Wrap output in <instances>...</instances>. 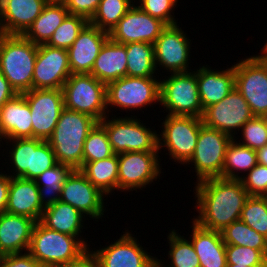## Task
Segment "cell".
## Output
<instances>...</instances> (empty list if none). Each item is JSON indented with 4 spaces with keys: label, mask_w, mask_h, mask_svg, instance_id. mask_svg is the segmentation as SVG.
<instances>
[{
    "label": "cell",
    "mask_w": 267,
    "mask_h": 267,
    "mask_svg": "<svg viewBox=\"0 0 267 267\" xmlns=\"http://www.w3.org/2000/svg\"><path fill=\"white\" fill-rule=\"evenodd\" d=\"M196 211L193 218L200 227L222 231L234 221L240 220L247 190L240 180L213 177L195 182Z\"/></svg>",
    "instance_id": "6da1fadb"
},
{
    "label": "cell",
    "mask_w": 267,
    "mask_h": 267,
    "mask_svg": "<svg viewBox=\"0 0 267 267\" xmlns=\"http://www.w3.org/2000/svg\"><path fill=\"white\" fill-rule=\"evenodd\" d=\"M97 121L89 115L64 108L52 136L47 140L58 163L79 170L83 165V147Z\"/></svg>",
    "instance_id": "7a4b0ae2"
},
{
    "label": "cell",
    "mask_w": 267,
    "mask_h": 267,
    "mask_svg": "<svg viewBox=\"0 0 267 267\" xmlns=\"http://www.w3.org/2000/svg\"><path fill=\"white\" fill-rule=\"evenodd\" d=\"M38 45L23 35L0 33V71L17 94L33 89Z\"/></svg>",
    "instance_id": "3957f363"
},
{
    "label": "cell",
    "mask_w": 267,
    "mask_h": 267,
    "mask_svg": "<svg viewBox=\"0 0 267 267\" xmlns=\"http://www.w3.org/2000/svg\"><path fill=\"white\" fill-rule=\"evenodd\" d=\"M88 248L75 236L51 230L37 221L33 227L28 253L44 267L71 262Z\"/></svg>",
    "instance_id": "277c9868"
},
{
    "label": "cell",
    "mask_w": 267,
    "mask_h": 267,
    "mask_svg": "<svg viewBox=\"0 0 267 267\" xmlns=\"http://www.w3.org/2000/svg\"><path fill=\"white\" fill-rule=\"evenodd\" d=\"M107 115L99 123L105 128L115 154L123 152H159L158 133L147 128L140 118L131 115L111 119ZM136 118V119H135ZM153 130V131H152Z\"/></svg>",
    "instance_id": "5b68a950"
},
{
    "label": "cell",
    "mask_w": 267,
    "mask_h": 267,
    "mask_svg": "<svg viewBox=\"0 0 267 267\" xmlns=\"http://www.w3.org/2000/svg\"><path fill=\"white\" fill-rule=\"evenodd\" d=\"M164 119L158 133V150L168 149L169 159L185 166L194 154L202 118L166 115Z\"/></svg>",
    "instance_id": "8992f818"
},
{
    "label": "cell",
    "mask_w": 267,
    "mask_h": 267,
    "mask_svg": "<svg viewBox=\"0 0 267 267\" xmlns=\"http://www.w3.org/2000/svg\"><path fill=\"white\" fill-rule=\"evenodd\" d=\"M65 108L91 116L97 122L107 115L106 85L91 74H71L63 85Z\"/></svg>",
    "instance_id": "52a82bcc"
},
{
    "label": "cell",
    "mask_w": 267,
    "mask_h": 267,
    "mask_svg": "<svg viewBox=\"0 0 267 267\" xmlns=\"http://www.w3.org/2000/svg\"><path fill=\"white\" fill-rule=\"evenodd\" d=\"M160 80L156 77L125 76L106 85L107 112L109 108L137 111L160 103ZM153 103V104H152ZM111 106V107H110Z\"/></svg>",
    "instance_id": "ba28073f"
},
{
    "label": "cell",
    "mask_w": 267,
    "mask_h": 267,
    "mask_svg": "<svg viewBox=\"0 0 267 267\" xmlns=\"http://www.w3.org/2000/svg\"><path fill=\"white\" fill-rule=\"evenodd\" d=\"M160 80V103L167 115L195 116L201 118L196 71L170 73ZM166 108V109H165Z\"/></svg>",
    "instance_id": "9c48e42d"
},
{
    "label": "cell",
    "mask_w": 267,
    "mask_h": 267,
    "mask_svg": "<svg viewBox=\"0 0 267 267\" xmlns=\"http://www.w3.org/2000/svg\"><path fill=\"white\" fill-rule=\"evenodd\" d=\"M4 142L7 143L6 146L12 144L9 147V152L6 153L10 154L7 156L9 157L7 160L11 161L10 164L13 167L12 175L11 173L8 174L10 177L34 180L44 171L58 163L54 150L48 141L37 138H17L6 139Z\"/></svg>",
    "instance_id": "30bf717a"
},
{
    "label": "cell",
    "mask_w": 267,
    "mask_h": 267,
    "mask_svg": "<svg viewBox=\"0 0 267 267\" xmlns=\"http://www.w3.org/2000/svg\"><path fill=\"white\" fill-rule=\"evenodd\" d=\"M235 88L254 116H267V59L261 54L234 63Z\"/></svg>",
    "instance_id": "8fae6325"
},
{
    "label": "cell",
    "mask_w": 267,
    "mask_h": 267,
    "mask_svg": "<svg viewBox=\"0 0 267 267\" xmlns=\"http://www.w3.org/2000/svg\"><path fill=\"white\" fill-rule=\"evenodd\" d=\"M233 138L217 129L202 126L197 138L196 148L190 160L186 163L191 167L199 182L213 177H222L227 147Z\"/></svg>",
    "instance_id": "7c38bea8"
},
{
    "label": "cell",
    "mask_w": 267,
    "mask_h": 267,
    "mask_svg": "<svg viewBox=\"0 0 267 267\" xmlns=\"http://www.w3.org/2000/svg\"><path fill=\"white\" fill-rule=\"evenodd\" d=\"M159 152H123L118 154V190L146 188L160 179L162 166Z\"/></svg>",
    "instance_id": "4fadbf2b"
},
{
    "label": "cell",
    "mask_w": 267,
    "mask_h": 267,
    "mask_svg": "<svg viewBox=\"0 0 267 267\" xmlns=\"http://www.w3.org/2000/svg\"><path fill=\"white\" fill-rule=\"evenodd\" d=\"M32 117V138L47 141L65 108L62 89H32L22 94Z\"/></svg>",
    "instance_id": "5bb4252c"
},
{
    "label": "cell",
    "mask_w": 267,
    "mask_h": 267,
    "mask_svg": "<svg viewBox=\"0 0 267 267\" xmlns=\"http://www.w3.org/2000/svg\"><path fill=\"white\" fill-rule=\"evenodd\" d=\"M253 117L248 103L234 88L220 102L205 108L201 118L204 126L217 129L234 138L237 131L239 132L242 126Z\"/></svg>",
    "instance_id": "9a60e30c"
},
{
    "label": "cell",
    "mask_w": 267,
    "mask_h": 267,
    "mask_svg": "<svg viewBox=\"0 0 267 267\" xmlns=\"http://www.w3.org/2000/svg\"><path fill=\"white\" fill-rule=\"evenodd\" d=\"M178 25H167L154 43L156 70L159 66L169 74L192 71L189 69L191 40Z\"/></svg>",
    "instance_id": "2e32d148"
},
{
    "label": "cell",
    "mask_w": 267,
    "mask_h": 267,
    "mask_svg": "<svg viewBox=\"0 0 267 267\" xmlns=\"http://www.w3.org/2000/svg\"><path fill=\"white\" fill-rule=\"evenodd\" d=\"M105 197L108 196L95 187L80 170H74L62 186L59 201L70 204L85 217L98 221L106 211Z\"/></svg>",
    "instance_id": "e0dca14e"
},
{
    "label": "cell",
    "mask_w": 267,
    "mask_h": 267,
    "mask_svg": "<svg viewBox=\"0 0 267 267\" xmlns=\"http://www.w3.org/2000/svg\"><path fill=\"white\" fill-rule=\"evenodd\" d=\"M166 26L160 19L150 16L133 4L110 30L109 38L120 44L132 42L154 44Z\"/></svg>",
    "instance_id": "ac0fdd59"
},
{
    "label": "cell",
    "mask_w": 267,
    "mask_h": 267,
    "mask_svg": "<svg viewBox=\"0 0 267 267\" xmlns=\"http://www.w3.org/2000/svg\"><path fill=\"white\" fill-rule=\"evenodd\" d=\"M71 74L67 49L38 45L33 89H62Z\"/></svg>",
    "instance_id": "d6986e66"
},
{
    "label": "cell",
    "mask_w": 267,
    "mask_h": 267,
    "mask_svg": "<svg viewBox=\"0 0 267 267\" xmlns=\"http://www.w3.org/2000/svg\"><path fill=\"white\" fill-rule=\"evenodd\" d=\"M126 231L114 243L102 246L99 250L92 249L97 267H148L155 259L131 232Z\"/></svg>",
    "instance_id": "ffe728a7"
},
{
    "label": "cell",
    "mask_w": 267,
    "mask_h": 267,
    "mask_svg": "<svg viewBox=\"0 0 267 267\" xmlns=\"http://www.w3.org/2000/svg\"><path fill=\"white\" fill-rule=\"evenodd\" d=\"M108 38V32L88 23L67 49L71 73L90 74L101 47Z\"/></svg>",
    "instance_id": "44dd1931"
},
{
    "label": "cell",
    "mask_w": 267,
    "mask_h": 267,
    "mask_svg": "<svg viewBox=\"0 0 267 267\" xmlns=\"http://www.w3.org/2000/svg\"><path fill=\"white\" fill-rule=\"evenodd\" d=\"M49 0H0V33L23 35Z\"/></svg>",
    "instance_id": "7402d4cb"
},
{
    "label": "cell",
    "mask_w": 267,
    "mask_h": 267,
    "mask_svg": "<svg viewBox=\"0 0 267 267\" xmlns=\"http://www.w3.org/2000/svg\"><path fill=\"white\" fill-rule=\"evenodd\" d=\"M202 66L196 70L199 98L203 110L208 106L220 102L235 88V74L233 64L225 70L211 69ZM216 70V71H214Z\"/></svg>",
    "instance_id": "603a6c76"
},
{
    "label": "cell",
    "mask_w": 267,
    "mask_h": 267,
    "mask_svg": "<svg viewBox=\"0 0 267 267\" xmlns=\"http://www.w3.org/2000/svg\"><path fill=\"white\" fill-rule=\"evenodd\" d=\"M44 208L40 204L39 189L34 180L10 177L8 203L5 212L40 221Z\"/></svg>",
    "instance_id": "cb8c5ba5"
},
{
    "label": "cell",
    "mask_w": 267,
    "mask_h": 267,
    "mask_svg": "<svg viewBox=\"0 0 267 267\" xmlns=\"http://www.w3.org/2000/svg\"><path fill=\"white\" fill-rule=\"evenodd\" d=\"M26 98L17 94L0 109V137L32 138V117Z\"/></svg>",
    "instance_id": "d4e9b609"
},
{
    "label": "cell",
    "mask_w": 267,
    "mask_h": 267,
    "mask_svg": "<svg viewBox=\"0 0 267 267\" xmlns=\"http://www.w3.org/2000/svg\"><path fill=\"white\" fill-rule=\"evenodd\" d=\"M35 221L7 212L0 214V248L7 254L28 252Z\"/></svg>",
    "instance_id": "484cf974"
},
{
    "label": "cell",
    "mask_w": 267,
    "mask_h": 267,
    "mask_svg": "<svg viewBox=\"0 0 267 267\" xmlns=\"http://www.w3.org/2000/svg\"><path fill=\"white\" fill-rule=\"evenodd\" d=\"M191 241L199 259L200 267H227L226 244L220 231L200 227L192 219Z\"/></svg>",
    "instance_id": "4316f807"
},
{
    "label": "cell",
    "mask_w": 267,
    "mask_h": 267,
    "mask_svg": "<svg viewBox=\"0 0 267 267\" xmlns=\"http://www.w3.org/2000/svg\"><path fill=\"white\" fill-rule=\"evenodd\" d=\"M127 62L125 44L108 38L101 47L90 74L107 85L127 76Z\"/></svg>",
    "instance_id": "83f0119b"
},
{
    "label": "cell",
    "mask_w": 267,
    "mask_h": 267,
    "mask_svg": "<svg viewBox=\"0 0 267 267\" xmlns=\"http://www.w3.org/2000/svg\"><path fill=\"white\" fill-rule=\"evenodd\" d=\"M70 204L61 201L44 208L40 222L47 228L77 237L88 249L86 238H81L85 216Z\"/></svg>",
    "instance_id": "f1b7e54d"
},
{
    "label": "cell",
    "mask_w": 267,
    "mask_h": 267,
    "mask_svg": "<svg viewBox=\"0 0 267 267\" xmlns=\"http://www.w3.org/2000/svg\"><path fill=\"white\" fill-rule=\"evenodd\" d=\"M68 14L69 11L63 2L49 0L23 36L35 45L47 44Z\"/></svg>",
    "instance_id": "f546056e"
},
{
    "label": "cell",
    "mask_w": 267,
    "mask_h": 267,
    "mask_svg": "<svg viewBox=\"0 0 267 267\" xmlns=\"http://www.w3.org/2000/svg\"><path fill=\"white\" fill-rule=\"evenodd\" d=\"M80 172L105 195L118 191V154L103 160L83 162Z\"/></svg>",
    "instance_id": "4dcf8cb0"
},
{
    "label": "cell",
    "mask_w": 267,
    "mask_h": 267,
    "mask_svg": "<svg viewBox=\"0 0 267 267\" xmlns=\"http://www.w3.org/2000/svg\"><path fill=\"white\" fill-rule=\"evenodd\" d=\"M73 171L72 167L57 163L34 179L39 189V200L43 208L59 201L62 186Z\"/></svg>",
    "instance_id": "1f68e13d"
},
{
    "label": "cell",
    "mask_w": 267,
    "mask_h": 267,
    "mask_svg": "<svg viewBox=\"0 0 267 267\" xmlns=\"http://www.w3.org/2000/svg\"><path fill=\"white\" fill-rule=\"evenodd\" d=\"M235 136L227 147L225 163L222 169V178L240 180V173H248L256 164V151L238 143ZM239 171V172H238Z\"/></svg>",
    "instance_id": "d6a6232c"
},
{
    "label": "cell",
    "mask_w": 267,
    "mask_h": 267,
    "mask_svg": "<svg viewBox=\"0 0 267 267\" xmlns=\"http://www.w3.org/2000/svg\"><path fill=\"white\" fill-rule=\"evenodd\" d=\"M127 53V76L156 77L154 44L132 42L125 44Z\"/></svg>",
    "instance_id": "836d02e7"
},
{
    "label": "cell",
    "mask_w": 267,
    "mask_h": 267,
    "mask_svg": "<svg viewBox=\"0 0 267 267\" xmlns=\"http://www.w3.org/2000/svg\"><path fill=\"white\" fill-rule=\"evenodd\" d=\"M221 232L226 245H238L260 250L267 257V238L252 229L245 222L237 220Z\"/></svg>",
    "instance_id": "e575fe53"
},
{
    "label": "cell",
    "mask_w": 267,
    "mask_h": 267,
    "mask_svg": "<svg viewBox=\"0 0 267 267\" xmlns=\"http://www.w3.org/2000/svg\"><path fill=\"white\" fill-rule=\"evenodd\" d=\"M177 230H170L167 235L168 245V259H170L167 267H200L199 259L194 250L191 241L181 236Z\"/></svg>",
    "instance_id": "d590c367"
},
{
    "label": "cell",
    "mask_w": 267,
    "mask_h": 267,
    "mask_svg": "<svg viewBox=\"0 0 267 267\" xmlns=\"http://www.w3.org/2000/svg\"><path fill=\"white\" fill-rule=\"evenodd\" d=\"M135 0H101L89 23L101 30H110L133 6Z\"/></svg>",
    "instance_id": "8d00e7d4"
},
{
    "label": "cell",
    "mask_w": 267,
    "mask_h": 267,
    "mask_svg": "<svg viewBox=\"0 0 267 267\" xmlns=\"http://www.w3.org/2000/svg\"><path fill=\"white\" fill-rule=\"evenodd\" d=\"M114 154L105 128L97 122L84 142L83 162L103 160Z\"/></svg>",
    "instance_id": "74e56055"
},
{
    "label": "cell",
    "mask_w": 267,
    "mask_h": 267,
    "mask_svg": "<svg viewBox=\"0 0 267 267\" xmlns=\"http://www.w3.org/2000/svg\"><path fill=\"white\" fill-rule=\"evenodd\" d=\"M88 23L89 21L82 16L68 14L56 28L47 45L54 48H70Z\"/></svg>",
    "instance_id": "f35d334b"
},
{
    "label": "cell",
    "mask_w": 267,
    "mask_h": 267,
    "mask_svg": "<svg viewBox=\"0 0 267 267\" xmlns=\"http://www.w3.org/2000/svg\"><path fill=\"white\" fill-rule=\"evenodd\" d=\"M240 220L267 238V198L249 196L245 201Z\"/></svg>",
    "instance_id": "ab89813d"
},
{
    "label": "cell",
    "mask_w": 267,
    "mask_h": 267,
    "mask_svg": "<svg viewBox=\"0 0 267 267\" xmlns=\"http://www.w3.org/2000/svg\"><path fill=\"white\" fill-rule=\"evenodd\" d=\"M241 142H237L251 148L258 150L267 145V121L266 117L254 116L248 120L241 128Z\"/></svg>",
    "instance_id": "60d3db41"
},
{
    "label": "cell",
    "mask_w": 267,
    "mask_h": 267,
    "mask_svg": "<svg viewBox=\"0 0 267 267\" xmlns=\"http://www.w3.org/2000/svg\"><path fill=\"white\" fill-rule=\"evenodd\" d=\"M226 259L227 264L267 267V257L260 250L245 246L226 245Z\"/></svg>",
    "instance_id": "b9f144b4"
},
{
    "label": "cell",
    "mask_w": 267,
    "mask_h": 267,
    "mask_svg": "<svg viewBox=\"0 0 267 267\" xmlns=\"http://www.w3.org/2000/svg\"><path fill=\"white\" fill-rule=\"evenodd\" d=\"M139 1V2H138ZM136 0V5L152 17L160 19L166 25L177 24L174 8L178 0ZM173 14V15H172Z\"/></svg>",
    "instance_id": "7bdbcfd3"
},
{
    "label": "cell",
    "mask_w": 267,
    "mask_h": 267,
    "mask_svg": "<svg viewBox=\"0 0 267 267\" xmlns=\"http://www.w3.org/2000/svg\"><path fill=\"white\" fill-rule=\"evenodd\" d=\"M247 174V175H246ZM242 175L240 181L249 196H265L267 194V167L256 164L248 173Z\"/></svg>",
    "instance_id": "ee69618b"
},
{
    "label": "cell",
    "mask_w": 267,
    "mask_h": 267,
    "mask_svg": "<svg viewBox=\"0 0 267 267\" xmlns=\"http://www.w3.org/2000/svg\"><path fill=\"white\" fill-rule=\"evenodd\" d=\"M101 0H64L69 14L82 16L88 21L94 16Z\"/></svg>",
    "instance_id": "f6af8a7d"
},
{
    "label": "cell",
    "mask_w": 267,
    "mask_h": 267,
    "mask_svg": "<svg viewBox=\"0 0 267 267\" xmlns=\"http://www.w3.org/2000/svg\"><path fill=\"white\" fill-rule=\"evenodd\" d=\"M0 267H44L28 252L5 255Z\"/></svg>",
    "instance_id": "bcb514c9"
},
{
    "label": "cell",
    "mask_w": 267,
    "mask_h": 267,
    "mask_svg": "<svg viewBox=\"0 0 267 267\" xmlns=\"http://www.w3.org/2000/svg\"><path fill=\"white\" fill-rule=\"evenodd\" d=\"M51 267H97L96 260L91 252V249L89 248L82 256H80L78 259L56 264Z\"/></svg>",
    "instance_id": "7dc6e473"
},
{
    "label": "cell",
    "mask_w": 267,
    "mask_h": 267,
    "mask_svg": "<svg viewBox=\"0 0 267 267\" xmlns=\"http://www.w3.org/2000/svg\"><path fill=\"white\" fill-rule=\"evenodd\" d=\"M16 95L17 93L0 71V109L7 101L13 99Z\"/></svg>",
    "instance_id": "c3c4849f"
},
{
    "label": "cell",
    "mask_w": 267,
    "mask_h": 267,
    "mask_svg": "<svg viewBox=\"0 0 267 267\" xmlns=\"http://www.w3.org/2000/svg\"><path fill=\"white\" fill-rule=\"evenodd\" d=\"M5 171L0 172V214L5 212L8 203V191L10 186V176Z\"/></svg>",
    "instance_id": "681fc988"
},
{
    "label": "cell",
    "mask_w": 267,
    "mask_h": 267,
    "mask_svg": "<svg viewBox=\"0 0 267 267\" xmlns=\"http://www.w3.org/2000/svg\"><path fill=\"white\" fill-rule=\"evenodd\" d=\"M258 164L265 165L267 167V145L256 150Z\"/></svg>",
    "instance_id": "f907efd6"
},
{
    "label": "cell",
    "mask_w": 267,
    "mask_h": 267,
    "mask_svg": "<svg viewBox=\"0 0 267 267\" xmlns=\"http://www.w3.org/2000/svg\"><path fill=\"white\" fill-rule=\"evenodd\" d=\"M165 260L163 259V262L161 259H158V257L155 256V259L148 265V267H167L164 262ZM164 263V264H163Z\"/></svg>",
    "instance_id": "816d5d0a"
},
{
    "label": "cell",
    "mask_w": 267,
    "mask_h": 267,
    "mask_svg": "<svg viewBox=\"0 0 267 267\" xmlns=\"http://www.w3.org/2000/svg\"><path fill=\"white\" fill-rule=\"evenodd\" d=\"M265 42L266 43L264 44L263 48L260 50L261 52L259 54H261L264 58L267 59V40Z\"/></svg>",
    "instance_id": "f5cc1de1"
},
{
    "label": "cell",
    "mask_w": 267,
    "mask_h": 267,
    "mask_svg": "<svg viewBox=\"0 0 267 267\" xmlns=\"http://www.w3.org/2000/svg\"><path fill=\"white\" fill-rule=\"evenodd\" d=\"M5 255H6V254H5V253L1 250V248H0V264H1V262L3 261Z\"/></svg>",
    "instance_id": "db71d44e"
},
{
    "label": "cell",
    "mask_w": 267,
    "mask_h": 267,
    "mask_svg": "<svg viewBox=\"0 0 267 267\" xmlns=\"http://www.w3.org/2000/svg\"><path fill=\"white\" fill-rule=\"evenodd\" d=\"M227 267H249V266H238L237 264H227Z\"/></svg>",
    "instance_id": "11a10c76"
},
{
    "label": "cell",
    "mask_w": 267,
    "mask_h": 267,
    "mask_svg": "<svg viewBox=\"0 0 267 267\" xmlns=\"http://www.w3.org/2000/svg\"><path fill=\"white\" fill-rule=\"evenodd\" d=\"M51 1H54V2H63L64 0H51Z\"/></svg>",
    "instance_id": "9f6ffc18"
}]
</instances>
